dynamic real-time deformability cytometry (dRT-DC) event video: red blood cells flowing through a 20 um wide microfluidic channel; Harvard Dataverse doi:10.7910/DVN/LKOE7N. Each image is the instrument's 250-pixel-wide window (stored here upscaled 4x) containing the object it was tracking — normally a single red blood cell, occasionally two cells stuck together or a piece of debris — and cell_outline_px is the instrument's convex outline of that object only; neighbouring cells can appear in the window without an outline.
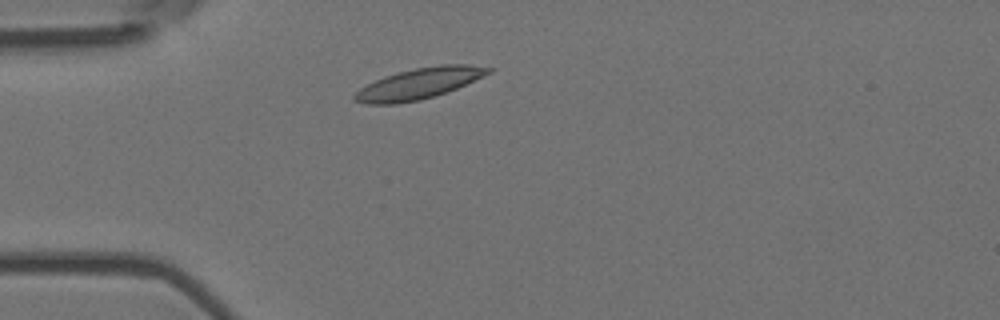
{"species": "Egyptian fruit bat (a non-hibernating species)", "species_latin": "Rousettus aegyptiacus", "temperature_condition": "room temperature", "stored_images_in_passage": 2, "camera_frame_rate_fps": 3000, "um_per_image_px": 0.085, "animal": {"sex": "female"}, "frame": {"image": 1, "passage_image": 2, "time_ms": 0.333, "image_size_px": [1000, 320], "cell_outline_px": [[492, 72], [456, 88], [436, 96], [420, 100], [396, 104], [368, 104], [352, 100], [352, 96], [360, 88], [384, 76], [416, 68], [440, 64], [468, 64], [492, 68]], "centroid_in_image_um": [35.6, 7.11], "position_along_channel_um": 49.4, "area_um2": 23.93}}